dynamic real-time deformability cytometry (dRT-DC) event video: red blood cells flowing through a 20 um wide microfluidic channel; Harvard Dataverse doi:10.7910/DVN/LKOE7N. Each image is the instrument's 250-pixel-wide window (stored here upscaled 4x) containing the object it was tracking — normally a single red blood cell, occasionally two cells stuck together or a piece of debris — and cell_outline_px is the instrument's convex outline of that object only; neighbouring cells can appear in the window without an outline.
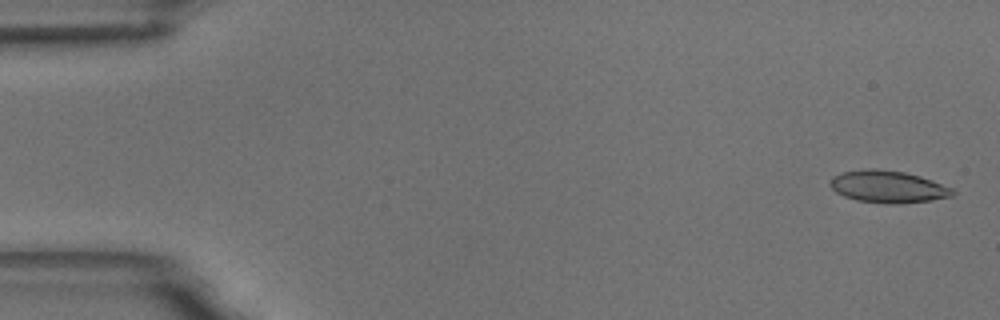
{"species": "common noctule bat (a hibernating species)", "species_latin": "Nyctalus noctula", "temperature_condition": "room temperature", "stored_images_in_passage": 5, "camera_frame_rate_fps": 3000, "um_per_image_px": 0.085, "animal": {"sex": "male", "body_mass_g": 18.8}, "frame": {"image": 1, "passage_image": 1, "time_ms": 0.0, "image_size_px": [1000, 320], "cell_outline_px": [[956, 192], [952, 196], [932, 200], [900, 204], [884, 204], [856, 200], [844, 196], [836, 192], [828, 184], [828, 180], [832, 176], [844, 172], [864, 168], [876, 168], [904, 172], [920, 176], [932, 180], [952, 188]], "centroid_in_image_um": [75.45, 15.87], "position_along_channel_um": 9.5, "area_um2": 23.24}}
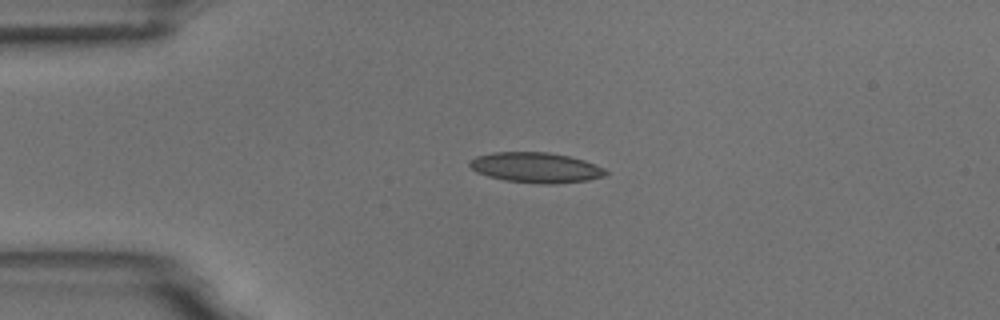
{"frame": {"image": 2, "passage_image": 4, "time_ms": 3.667, "image_size_px": [1000, 320], "cell_outline_px": [[608, 172], [604, 176], [588, 180], [552, 184], [544, 184], [504, 180], [488, 176], [476, 172], [468, 164], [476, 156], [492, 152], [548, 152], [568, 156], [584, 160], [604, 168]], "centroid_in_image_um": [45.54, 14.24], "position_along_channel_um": 39.5, "area_um2": 23.87}}